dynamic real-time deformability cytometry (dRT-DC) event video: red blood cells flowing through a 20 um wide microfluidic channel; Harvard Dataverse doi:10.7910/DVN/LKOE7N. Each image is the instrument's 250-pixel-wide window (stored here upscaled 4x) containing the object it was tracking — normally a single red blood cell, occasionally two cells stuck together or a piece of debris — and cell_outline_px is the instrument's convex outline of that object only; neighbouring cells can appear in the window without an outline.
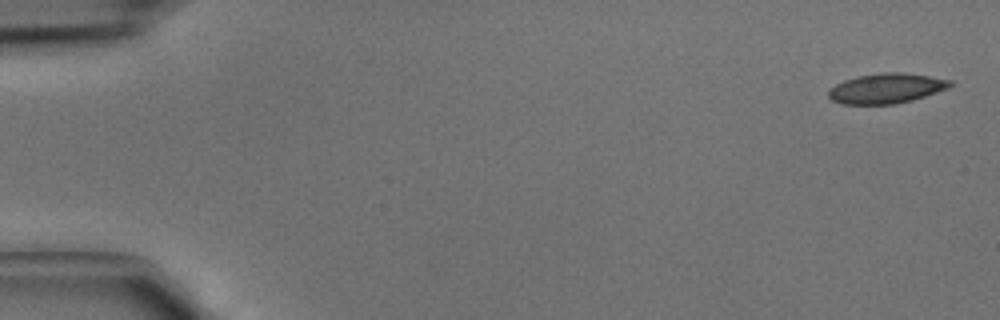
{"species": "common noctule bat (a hibernating species)", "species_latin": "Nyctalus noctula", "temperature_condition": "cold", "stored_images_in_passage": 2, "camera_frame_rate_fps": 3000, "um_per_image_px": 0.085, "animal": {"sex": "male", "body_mass_g": 15.6}, "frame": {"image": 1, "passage_image": 2, "time_ms": 0.333, "image_size_px": [1000, 320], "cell_outline_px": [[956, 84], [948, 88], [912, 100], [892, 104], [840, 104], [832, 100], [828, 96], [828, 88], [844, 80], [856, 76], [884, 72], [900, 72], [928, 76], [952, 80]], "centroid_in_image_um": [75.32, 7.5], "position_along_channel_um": 9.7, "area_um2": 21.33}}